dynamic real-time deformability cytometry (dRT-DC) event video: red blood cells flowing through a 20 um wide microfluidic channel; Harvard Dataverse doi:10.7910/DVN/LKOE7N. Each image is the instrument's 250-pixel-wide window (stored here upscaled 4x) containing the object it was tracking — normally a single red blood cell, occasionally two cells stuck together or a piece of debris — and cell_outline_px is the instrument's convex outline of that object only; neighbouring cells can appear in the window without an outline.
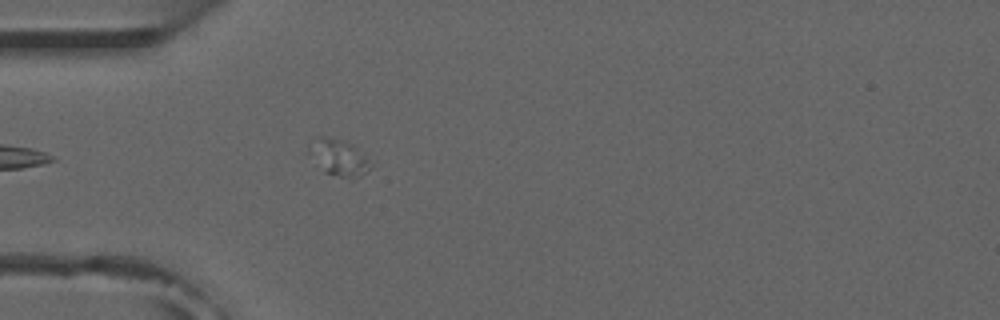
{"species": "common noctule bat (a hibernating species)", "species_latin": "Nyctalus noctula", "temperature_condition": "room temperature", "stored_images_in_passage": 4, "segment_of_instrument_passage": [1, 2], "camera_frame_rate_fps": 3000, "um_per_image_px": 0.085, "animal": {"sex": "male", "forearm_length_mm": 52.5}, "frame": {"image": 1, "passage_image": 1, "time_ms": 0.0, "image_size_px": [1000, 320], "cell_outline_px": [[372, 168], [368, 172], [360, 176], [324, 172], [316, 144], [316, 136], [324, 136], [344, 140], [352, 144], [372, 164]], "centroid_in_image_um": [29.03, 13.36], "position_along_channel_um": 56.0, "area_um2": 11.1}}